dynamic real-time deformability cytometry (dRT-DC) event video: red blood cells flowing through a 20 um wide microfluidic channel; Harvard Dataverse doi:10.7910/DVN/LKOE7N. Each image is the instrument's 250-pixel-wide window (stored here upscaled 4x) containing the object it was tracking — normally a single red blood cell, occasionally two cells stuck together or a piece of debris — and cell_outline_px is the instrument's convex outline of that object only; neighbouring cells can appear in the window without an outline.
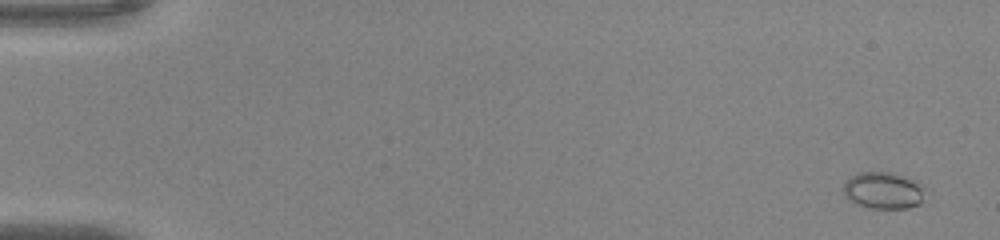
{"species": "common noctule bat (a hibernating species)", "species_latin": "Nyctalus noctula", "temperature_condition": "warm", "stored_images_in_passage": 52, "camera_frame_rate_fps": 3000, "um_per_image_px": 0.085, "animal": {"sex": "male", "body_mass_g": 20.0, "forearm_length_mm": 53.3}, "frame": {"image": 1, "passage_image": 3, "time_ms": 0.667, "image_size_px": [1000, 240], "cell_outline_px": [[924, 188], [920, 204], [908, 208], [868, 208], [852, 200], [844, 192], [844, 184], [852, 176], [860, 172], [892, 172], [912, 180]], "centroid_in_image_um": [75.09, 16.19], "position_along_channel_um": 9.9, "area_um2": 16.94}}
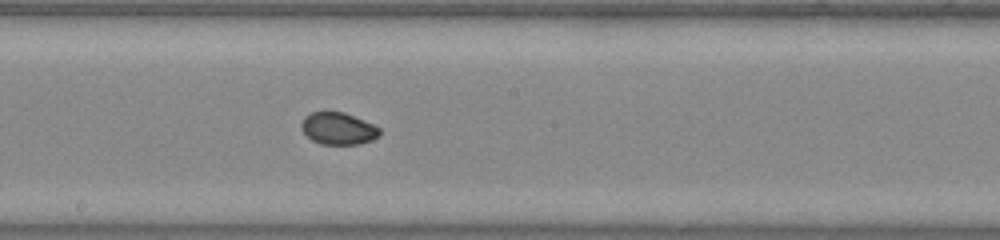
{"frame": {"image": 2, "passage_image": 30, "time_ms": 9.667, "image_size_px": [1000, 240], "cell_outline_px": [[380, 136], [372, 140], [356, 144], [320, 144], [312, 140], [300, 128], [300, 124], [304, 116], [312, 112], [344, 112], [372, 124], [380, 128]], "centroid_in_image_um": [28.73, 10.92], "position_along_channel_um": 219.5, "area_um2": 14.57}}
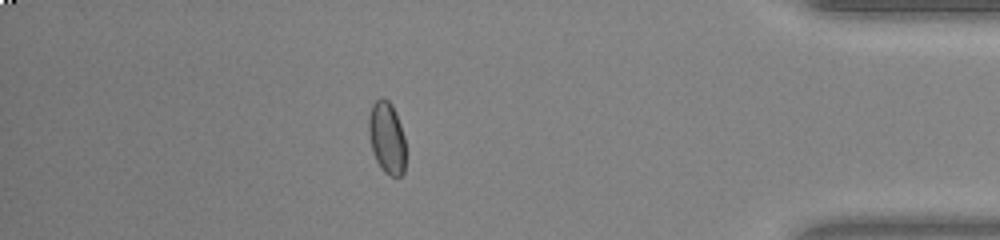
{"frame": {"image": 3, "passage_image": 46, "time_ms": 15.0, "image_size_px": [1000, 240], "cell_outline_px": [[404, 172], [400, 176], [392, 176], [384, 172], [380, 168], [376, 160], [372, 148], [368, 132], [368, 116], [372, 104], [380, 96], [384, 96], [392, 104], [396, 112], [404, 136]], "centroid_in_image_um": [32.86, 11.65], "position_along_channel_um": 402.3, "area_um2": 15.61}, "authors_computed_cell_mechanics": {"area_um2": 15.9239, "velocity_mm_per_s": 4.1001, "shape_relaxation_time_tau1_ms": null, "shape_relaxation_time_tau2_ms": 0.8031, "deformation_change_tau1": null, "deformation_change_tau2": 0.024}}